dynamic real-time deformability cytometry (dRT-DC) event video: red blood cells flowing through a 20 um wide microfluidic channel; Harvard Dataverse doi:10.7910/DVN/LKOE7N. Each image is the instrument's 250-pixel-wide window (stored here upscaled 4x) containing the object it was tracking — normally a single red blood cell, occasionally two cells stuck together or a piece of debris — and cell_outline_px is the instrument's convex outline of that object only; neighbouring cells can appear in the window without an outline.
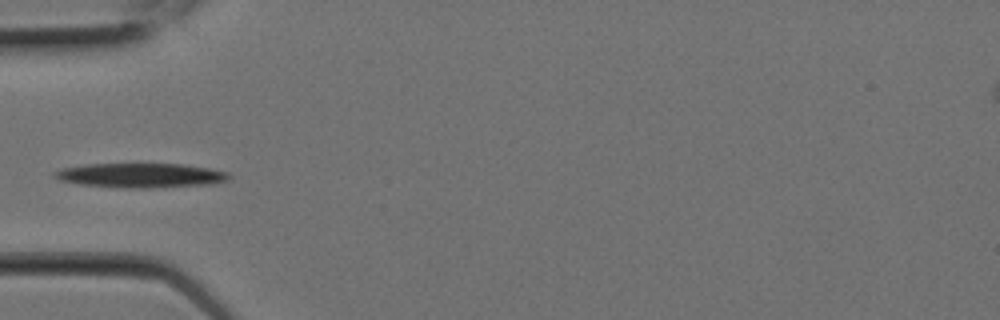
{"species": "Egyptian fruit bat (a non-hibernating species)", "species_latin": "Rousettus aegyptiacus", "temperature_condition": "room temperature", "stored_images_in_passage": 8, "camera_frame_rate_fps": 3000, "um_per_image_px": 0.085, "animal": {"sex": "female"}, "frame": {"image": 1, "passage_image": 6, "time_ms": 1.667, "image_size_px": [1000, 320], "cell_outline_px": [[232, 176], [228, 180], [212, 184], [144, 188], [120, 188], [80, 184], [60, 180], [52, 176], [52, 172], [60, 168], [84, 164], [184, 164], [208, 168], [228, 172]], "centroid_in_image_um": [11.93, 14.9], "position_along_channel_um": 73.1, "area_um2": 25.03}}
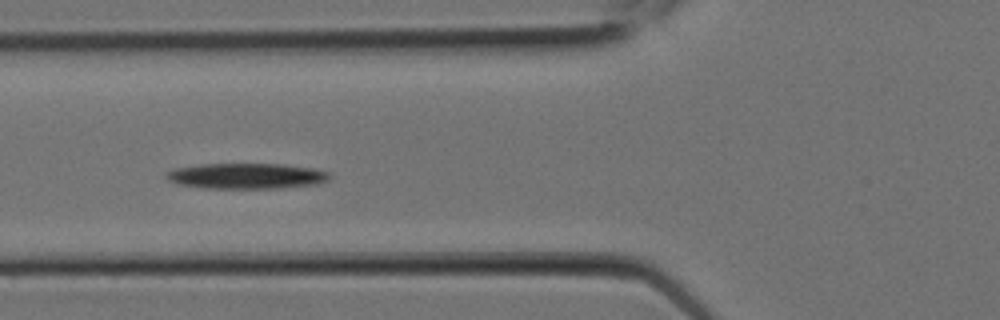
{"frame": {"image": 2, "passage_image": 7, "time_ms": 2.0, "image_size_px": [1000, 320], "cell_outline_px": [[332, 176], [328, 180], [320, 184], [276, 188], [204, 188], [180, 184], [168, 180], [164, 176], [168, 172], [176, 168], [200, 164], [284, 164], [312, 168], [328, 172]], "centroid_in_image_um": [20.98, 14.96], "position_along_channel_um": 104.8, "area_um2": 24.33}}
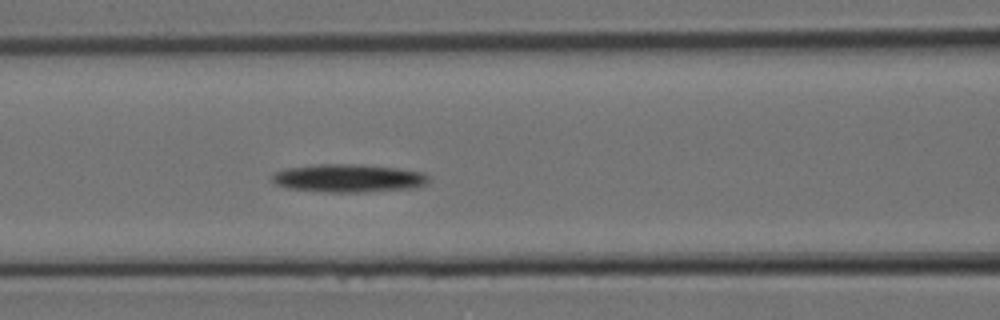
{"frame": {"image": 3, "passage_image": 8, "time_ms": 2.333, "image_size_px": [1000, 320], "cell_outline_px": [[428, 180], [424, 184], [412, 188], [364, 192], [328, 192], [288, 188], [276, 184], [272, 180], [272, 176], [276, 172], [288, 168], [316, 164], [352, 164], [396, 168], [424, 172], [428, 176]], "centroid_in_image_um": [29.61, 15.15], "position_along_channel_um": 137.0, "area_um2": 25.32}}